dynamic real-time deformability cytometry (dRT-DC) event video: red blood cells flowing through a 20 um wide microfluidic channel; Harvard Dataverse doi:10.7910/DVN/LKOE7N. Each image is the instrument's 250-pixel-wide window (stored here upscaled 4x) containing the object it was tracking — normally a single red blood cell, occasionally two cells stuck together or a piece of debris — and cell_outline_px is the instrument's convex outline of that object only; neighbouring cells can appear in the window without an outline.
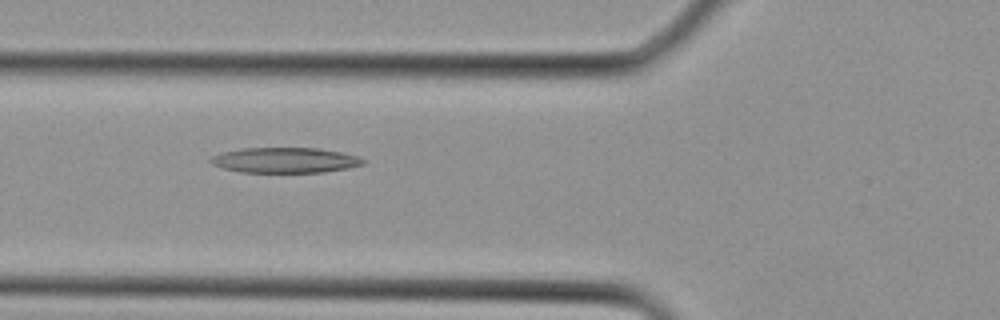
{"species": "Egyptian fruit bat (a non-hibernating species)", "species_latin": "Rousettus aegyptiacus", "temperature_condition": "cold", "stored_images_in_passage": 5, "camera_frame_rate_fps": 3000, "um_per_image_px": 0.085, "animal": {"sex": "female"}, "frame": {"image": 1, "passage_image": 5, "time_ms": 1.333, "image_size_px": [1000, 320], "cell_outline_px": [[364, 164], [348, 168], [324, 172], [240, 172], [224, 168], [212, 164], [208, 160], [212, 156], [224, 152], [244, 148], [316, 148], [340, 152], [356, 156], [364, 160]], "centroid_in_image_um": [24.21, 13.62], "position_along_channel_um": 101.6, "area_um2": 22.25}}